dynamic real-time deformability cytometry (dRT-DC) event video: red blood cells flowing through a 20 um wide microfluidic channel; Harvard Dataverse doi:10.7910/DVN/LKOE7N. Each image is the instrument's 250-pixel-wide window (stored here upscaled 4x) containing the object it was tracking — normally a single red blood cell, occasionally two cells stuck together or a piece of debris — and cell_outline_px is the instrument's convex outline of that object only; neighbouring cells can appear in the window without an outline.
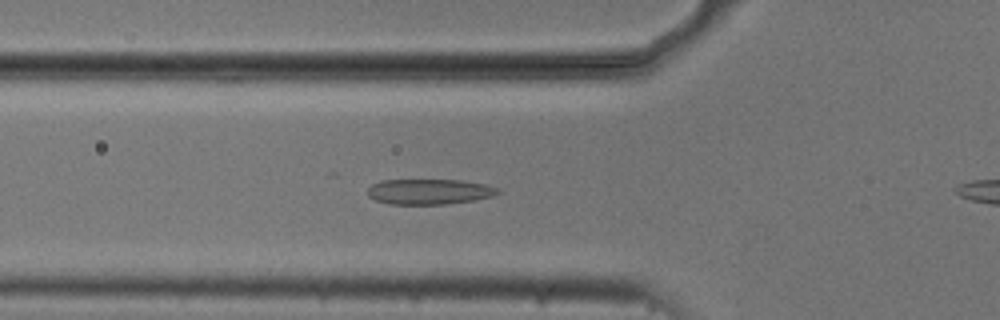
{"species": "common noctule bat (a hibernating species)", "species_latin": "Nyctalus noctula", "temperature_condition": "cold", "stored_images_in_passage": 31, "camera_frame_rate_fps": 3000, "um_per_image_px": 0.085, "animal": {"sex": "male", "body_mass_g": 20.5, "forearm_length_mm": 52.5}, "frame": {"image": 1, "passage_image": 3, "time_ms": 0.667, "image_size_px": [1000, 320], "cell_outline_px": [[500, 192], [492, 196], [472, 200], [448, 204], [388, 204], [376, 200], [368, 196], [368, 188], [372, 184], [380, 180], [464, 180], [484, 184], [496, 188]], "centroid_in_image_um": [36.44, 16.29], "position_along_channel_um": 89.4, "area_um2": 19.19}}
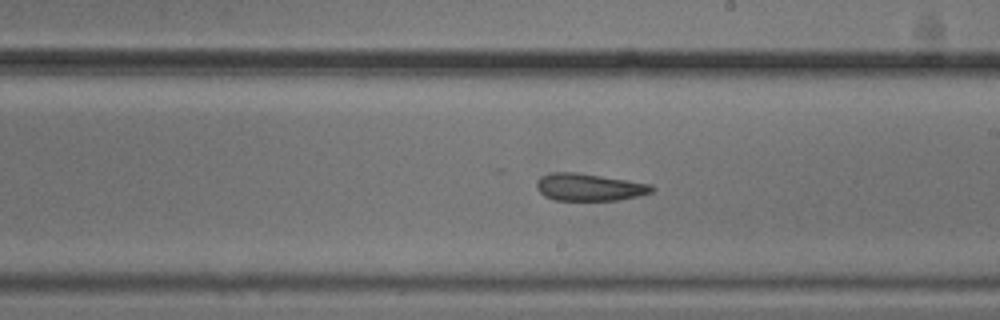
{"frame": {"image": 2, "passage_image": 15, "time_ms": 4.667, "image_size_px": [1000, 320], "cell_outline_px": [[656, 188], [652, 192], [620, 200], [556, 200], [544, 196], [536, 188], [536, 180], [540, 176], [552, 172], [576, 172], [652, 184]], "centroid_in_image_um": [50.06, 15.9], "position_along_channel_um": 238.9, "area_um2": 18.38}}
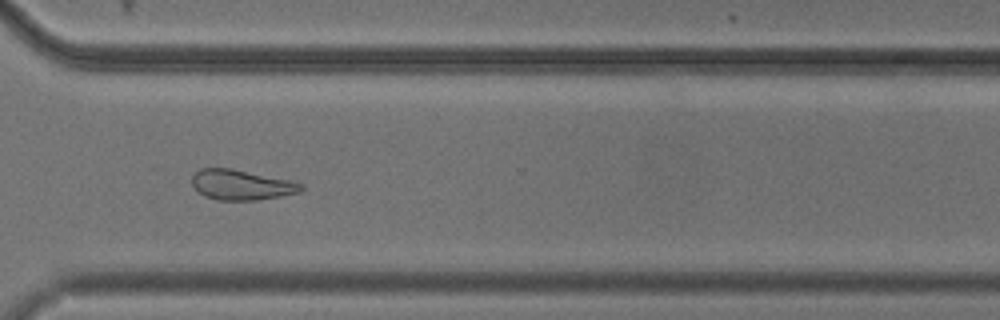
{"frame": {"image": 3, "passage_image": 24, "time_ms": 7.667, "image_size_px": [1000, 320], "cell_outline_px": [[304, 188], [300, 192], [280, 196], [256, 200], [216, 200], [204, 196], [192, 184], [192, 176], [200, 168], [232, 168], [292, 180], [304, 184]], "centroid_in_image_um": [20.55, 15.7], "position_along_channel_um": 350.1, "area_um2": 19.31}}